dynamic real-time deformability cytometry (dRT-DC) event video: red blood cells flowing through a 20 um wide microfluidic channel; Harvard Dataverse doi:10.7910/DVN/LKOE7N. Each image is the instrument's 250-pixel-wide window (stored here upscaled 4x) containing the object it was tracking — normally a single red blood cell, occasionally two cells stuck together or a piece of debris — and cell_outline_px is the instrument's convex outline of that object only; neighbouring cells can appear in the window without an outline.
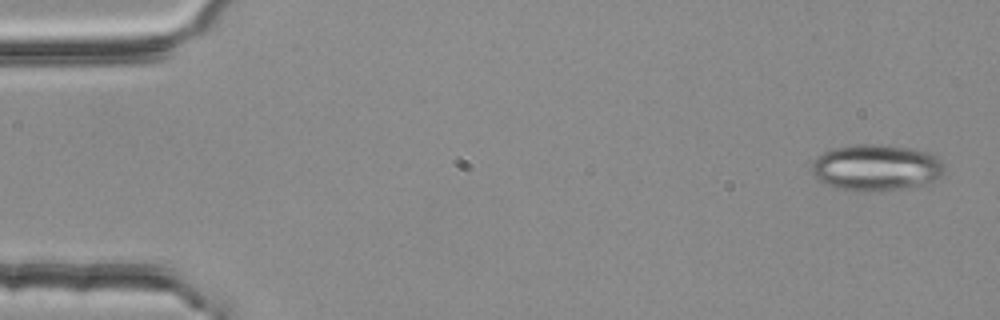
{"species": "common noctule bat (a hibernating species)", "species_latin": "Nyctalus noctula", "temperature_condition": "room temperature", "stored_images_in_passage": 3, "camera_frame_rate_fps": 3000, "um_per_image_px": 0.085, "animal": {"sex": "female", "body_mass_g": 25.1}, "frame": {"image": 1, "passage_image": 1, "time_ms": 0.0, "image_size_px": [1000, 320], "cell_outline_px": [[944, 172], [940, 176], [924, 184], [904, 188], [868, 192], [856, 192], [836, 188], [824, 184], [816, 180], [812, 172], [812, 160], [816, 156], [824, 152], [836, 148], [852, 144], [880, 144], [916, 148], [928, 152], [936, 156], [940, 160], [944, 168]], "centroid_in_image_um": [74.43, 14.24], "position_along_channel_um": 10.6, "area_um2": 36.3}}